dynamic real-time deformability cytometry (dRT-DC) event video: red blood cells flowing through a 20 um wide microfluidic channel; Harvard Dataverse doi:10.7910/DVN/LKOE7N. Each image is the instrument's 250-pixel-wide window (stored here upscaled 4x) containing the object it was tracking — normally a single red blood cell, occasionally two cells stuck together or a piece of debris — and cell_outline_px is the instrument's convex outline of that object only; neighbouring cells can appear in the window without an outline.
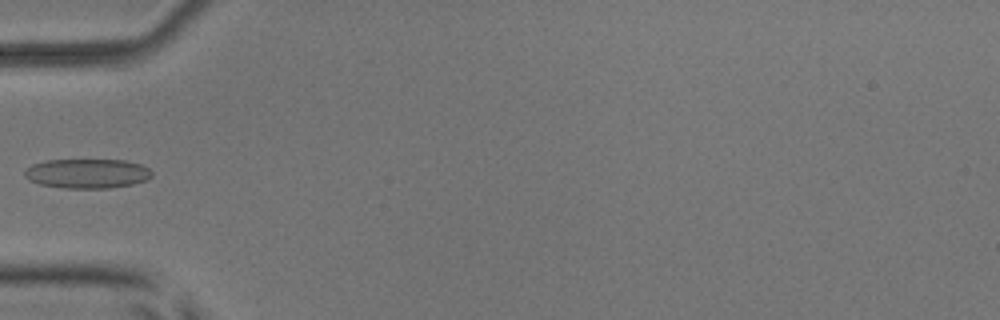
{"species": "common noctule bat (a hibernating species)", "species_latin": "Nyctalus noctula", "temperature_condition": "room temperature", "stored_images_in_passage": 6, "camera_frame_rate_fps": 3000, "um_per_image_px": 0.085, "animal": {"sex": "male", "body_mass_g": 17.9, "forearm_length_mm": 54.2}, "frame": {"image": 1, "passage_image": 5, "time_ms": 5.667, "image_size_px": [1000, 320], "cell_outline_px": [[152, 176], [148, 180], [132, 184], [108, 188], [64, 188], [40, 184], [28, 180], [24, 176], [24, 172], [32, 164], [48, 160], [124, 160], [140, 164], [148, 168], [152, 172]], "centroid_in_image_um": [7.42, 14.75], "position_along_channel_um": 77.6, "area_um2": 21.85}}
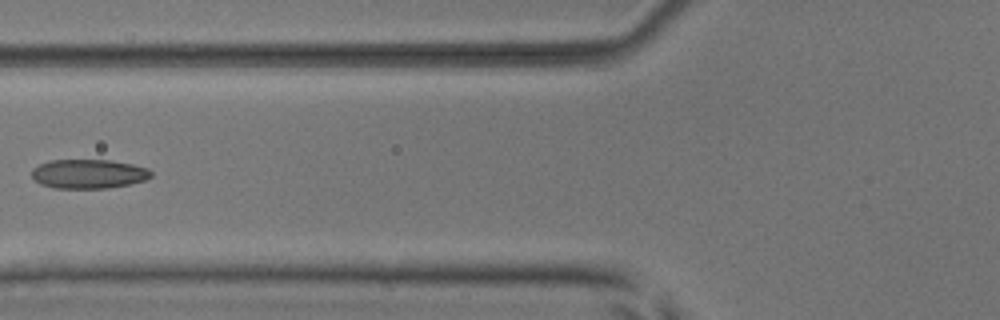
{"frame": {"image": 2, "passage_image": 6, "time_ms": 6.667, "image_size_px": [1000, 320], "cell_outline_px": [[152, 176], [144, 180], [128, 184], [108, 188], [52, 188], [40, 184], [32, 176], [32, 168], [40, 164], [52, 160], [112, 160], [132, 164], [148, 168], [152, 172]], "centroid_in_image_um": [7.53, 14.78], "position_along_channel_um": 118.3, "area_um2": 20.29}}